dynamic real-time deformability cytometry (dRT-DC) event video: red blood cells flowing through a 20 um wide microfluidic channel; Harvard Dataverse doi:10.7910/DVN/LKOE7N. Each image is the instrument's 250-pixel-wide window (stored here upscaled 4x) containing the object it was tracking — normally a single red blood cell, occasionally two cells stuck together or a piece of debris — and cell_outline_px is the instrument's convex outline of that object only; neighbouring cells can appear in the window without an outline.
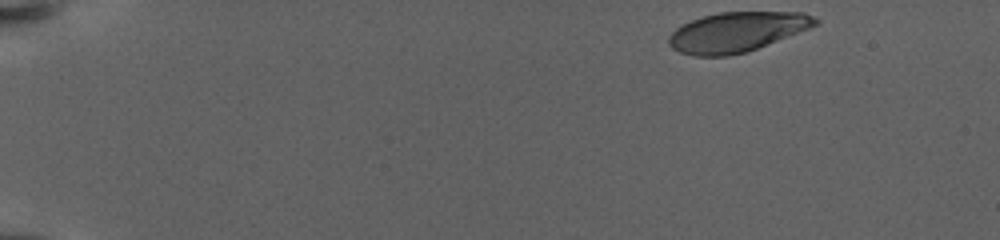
{"species": "human", "species_latin": "Homo sapiens", "temperature_condition": "warm", "stored_images_in_passage": 43, "camera_frame_rate_fps": 3000, "um_per_image_px": 0.085, "donor": {"sex": "female"}, "frame": {"image": 1, "passage_image": 1, "time_ms": 0.0, "image_size_px": [1000, 240], "cell_outline_px": [[820, 20], [816, 24], [808, 28], [756, 48], [744, 52], [728, 56], [692, 56], [680, 52], [672, 48], [668, 44], [668, 40], [672, 32], [676, 28], [692, 20], [704, 16], [720, 12], [804, 12]], "centroid_in_image_um": [62.59, 2.71], "position_along_channel_um": 22.4, "area_um2": 33.47}}
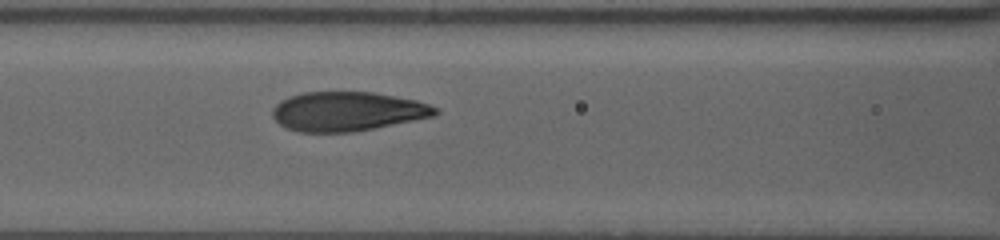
{"frame": {"image": 2, "passage_image": 37, "time_ms": 8.667, "image_size_px": [1000, 240], "cell_outline_px": [[440, 112], [432, 116], [376, 128], [352, 132], [300, 132], [284, 128], [272, 116], [272, 108], [280, 100], [288, 96], [304, 92], [372, 92], [416, 100], [428, 104], [436, 108]], "centroid_in_image_um": [29.47, 9.47], "position_along_channel_um": 137.1, "area_um2": 37.28}}
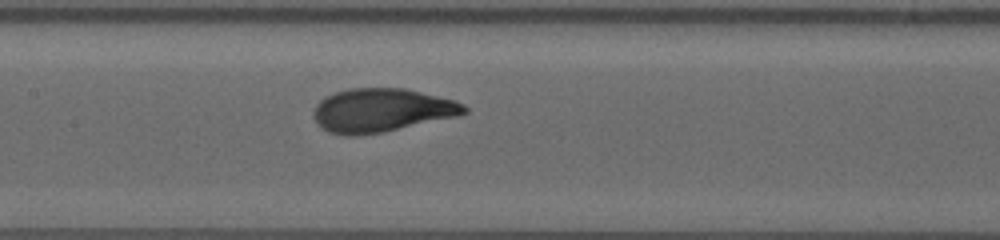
{"frame": {"image": 3, "passage_image": 43, "time_ms": 10.0, "image_size_px": [1000, 240], "cell_outline_px": [[468, 112], [452, 116], [380, 132], [352, 136], [348, 136], [332, 132], [324, 128], [316, 120], [316, 104], [324, 96], [348, 88], [404, 88], [452, 100], [464, 104], [468, 108]], "centroid_in_image_um": [32.41, 9.34], "position_along_channel_um": 175.0, "area_um2": 37.05}}